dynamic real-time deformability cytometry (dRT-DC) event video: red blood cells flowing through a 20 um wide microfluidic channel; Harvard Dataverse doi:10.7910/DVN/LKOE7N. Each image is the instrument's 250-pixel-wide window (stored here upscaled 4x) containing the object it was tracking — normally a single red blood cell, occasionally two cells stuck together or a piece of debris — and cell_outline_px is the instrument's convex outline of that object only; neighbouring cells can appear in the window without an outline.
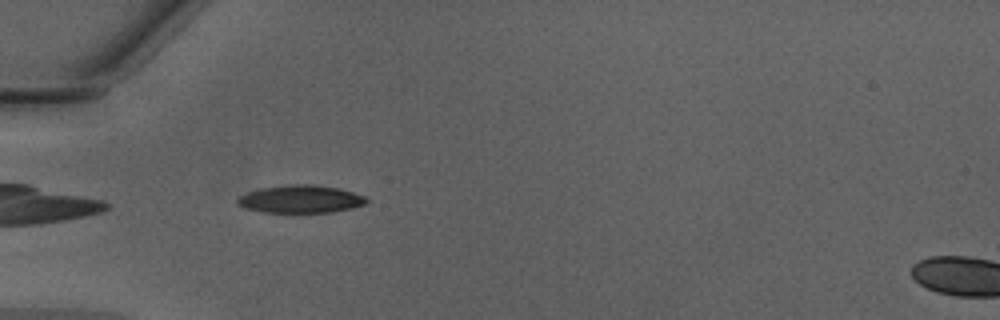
{"species": "Egyptian fruit bat (a non-hibernating species)", "species_latin": "Rousettus aegyptiacus", "temperature_condition": "warm", "stored_images_in_passage": 36, "camera_frame_rate_fps": 3000, "um_per_image_px": 0.085, "animal": {"sex": "male"}, "frame": {"image": 1, "passage_image": 3, "time_ms": 0.667, "image_size_px": [1000, 320], "cell_outline_px": [[368, 200], [364, 204], [352, 208], [332, 212], [264, 212], [244, 208], [236, 204], [236, 200], [240, 196], [248, 192], [260, 188], [288, 184], [312, 184], [340, 188], [364, 196]], "centroid_in_image_um": [25.53, 16.91], "position_along_channel_um": 59.5, "area_um2": 20.87}}
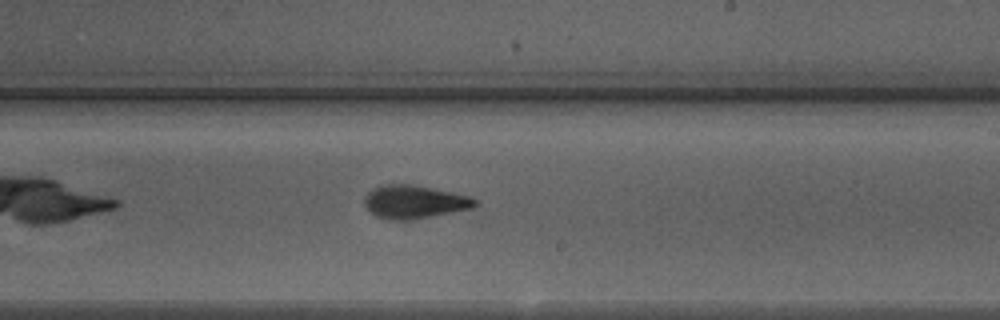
{"frame": {"image": 2, "passage_image": 17, "time_ms": 5.333, "image_size_px": [1000, 320], "cell_outline_px": [[480, 204], [472, 208], [416, 220], [388, 220], [376, 216], [364, 204], [364, 196], [372, 188], [380, 184], [412, 184], [472, 196]], "centroid_in_image_um": [35.23, 17.16], "position_along_channel_um": 253.8, "area_um2": 21.79}}
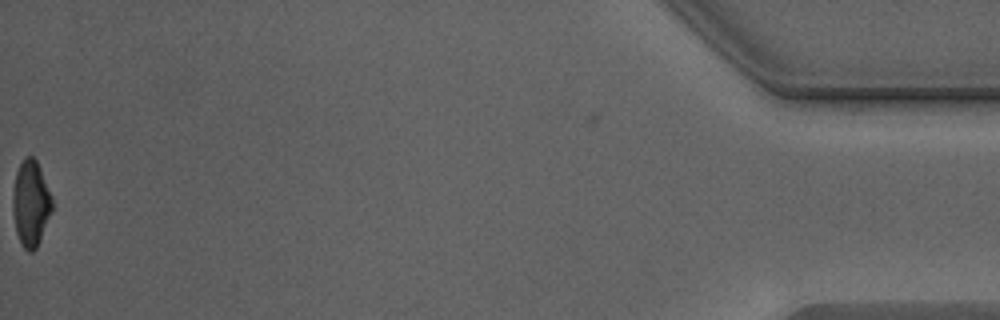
{"frame": {"image": 3, "passage_image": 36, "time_ms": 11.667, "image_size_px": [1000, 320], "cell_outline_px": [[52, 212], [36, 248], [32, 252], [28, 252], [20, 244], [16, 232], [12, 208], [12, 196], [16, 172], [24, 156], [32, 156], [36, 160], [40, 168], [52, 196]], "centroid_in_image_um": [2.61, 17.29], "position_along_channel_um": 432.6, "area_um2": 19.77}, "authors_computed_cell_mechanics": {"area_um2": 20.8658, "velocity_mm_per_s": 4.3155, "shape_relaxation_time_tau1_ms": 3.2705, "shape_relaxation_time_tau2_ms": 1.5869, "deformation_change_tau1": 0.1493, "deformation_change_tau2": 0.0858}}